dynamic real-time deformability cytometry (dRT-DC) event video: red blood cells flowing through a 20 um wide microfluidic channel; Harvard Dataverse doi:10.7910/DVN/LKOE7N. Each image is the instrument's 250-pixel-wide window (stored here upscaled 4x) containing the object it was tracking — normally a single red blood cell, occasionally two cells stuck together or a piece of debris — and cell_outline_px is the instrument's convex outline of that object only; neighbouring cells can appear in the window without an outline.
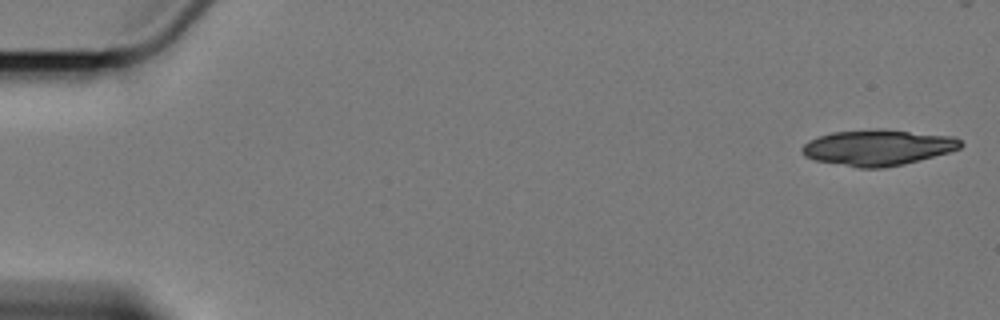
{"species": "Egyptian fruit bat (a non-hibernating species)", "species_latin": "Rousettus aegyptiacus", "temperature_condition": "cold", "stored_images_in_passage": 5, "camera_frame_rate_fps": 3000, "um_per_image_px": 0.085, "animal": {"sex": "female"}, "frame": {"image": 1, "passage_image": 1, "time_ms": 0.0, "image_size_px": [1000, 320], "cell_outline_px": [[964, 144], [960, 148], [948, 152], [904, 164], [884, 168], [860, 168], [816, 160], [804, 156], [800, 152], [800, 148], [808, 140], [832, 132], [876, 128], [880, 128], [956, 136]], "centroid_in_image_um": [74.62, 12.52], "position_along_channel_um": 10.4, "area_um2": 33.35}}